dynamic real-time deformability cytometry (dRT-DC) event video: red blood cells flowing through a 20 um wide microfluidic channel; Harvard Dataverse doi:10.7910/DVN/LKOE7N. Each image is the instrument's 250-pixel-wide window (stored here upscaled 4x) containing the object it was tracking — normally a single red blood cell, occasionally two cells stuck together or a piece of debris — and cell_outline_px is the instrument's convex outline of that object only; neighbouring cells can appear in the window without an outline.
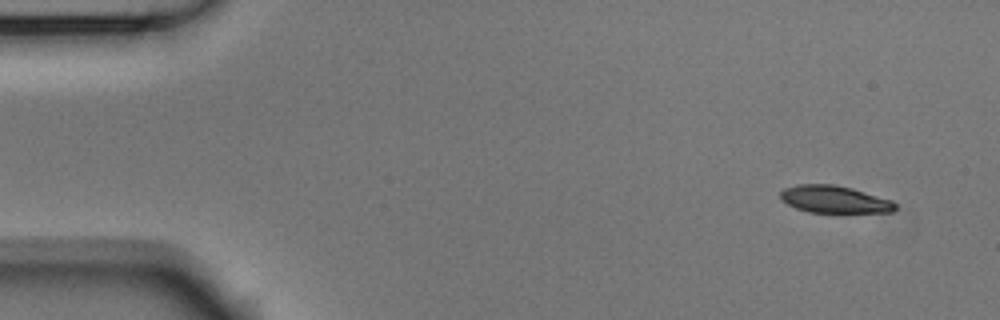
{"species": "Egyptian fruit bat (a non-hibernating species)", "species_latin": "Rousettus aegyptiacus", "temperature_condition": "room temperature", "stored_images_in_passage": 52, "segment_of_instrument_passage": [1, 2], "camera_frame_rate_fps": 3000, "um_per_image_px": 0.085, "animal": {"sex": "male"}, "frame": {"image": 1, "passage_image": 1, "time_ms": 0.0, "image_size_px": [1000, 320], "cell_outline_px": [[896, 208], [892, 212], [808, 212], [796, 208], [780, 200], [780, 192], [784, 188], [796, 184], [836, 184], [852, 188], [892, 200], [896, 204]], "centroid_in_image_um": [70.9, 16.93], "position_along_channel_um": 14.1, "area_um2": 18.32}}
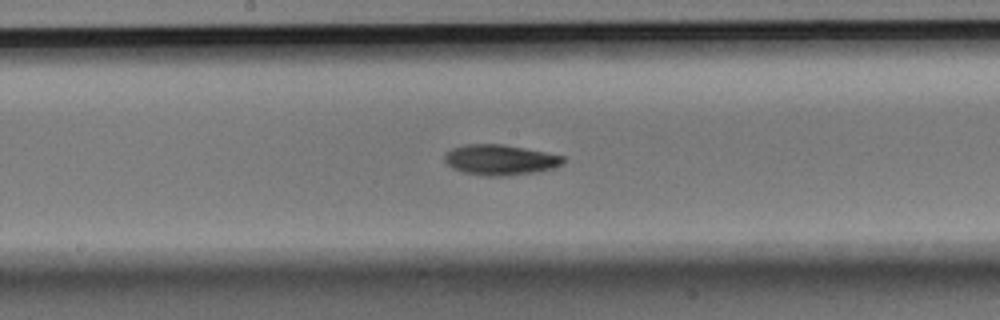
{"frame": {"image": 2, "passage_image": 25, "time_ms": 8.0, "image_size_px": [1000, 320], "cell_outline_px": [[564, 164], [540, 172], [508, 176], [484, 176], [464, 172], [452, 168], [444, 160], [444, 156], [452, 148], [464, 144], [504, 144], [564, 156]], "centroid_in_image_um": [42.53, 13.59], "position_along_channel_um": 205.7, "area_um2": 21.15}}
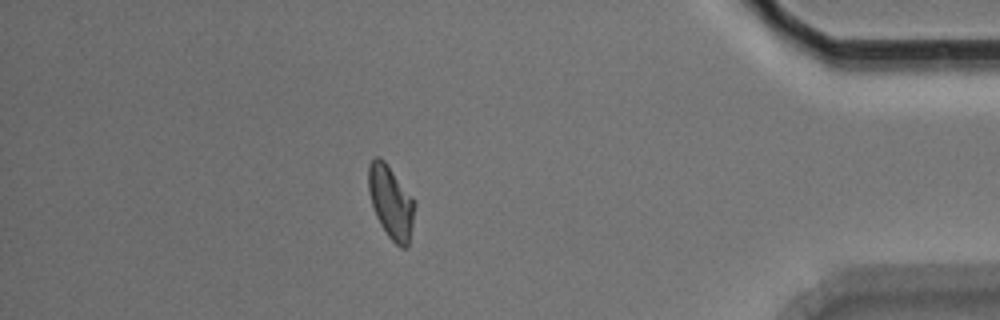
{"frame": {"image": 3, "passage_image": 44, "time_ms": 14.333, "image_size_px": [1000, 320], "cell_outline_px": [[416, 204], [408, 248], [400, 248], [388, 236], [380, 224], [376, 216], [368, 192], [368, 164], [376, 156], [380, 156], [384, 160], [416, 200]], "centroid_in_image_um": [33.24, 17.17], "position_along_channel_um": 402.0, "area_um2": 19.88}}